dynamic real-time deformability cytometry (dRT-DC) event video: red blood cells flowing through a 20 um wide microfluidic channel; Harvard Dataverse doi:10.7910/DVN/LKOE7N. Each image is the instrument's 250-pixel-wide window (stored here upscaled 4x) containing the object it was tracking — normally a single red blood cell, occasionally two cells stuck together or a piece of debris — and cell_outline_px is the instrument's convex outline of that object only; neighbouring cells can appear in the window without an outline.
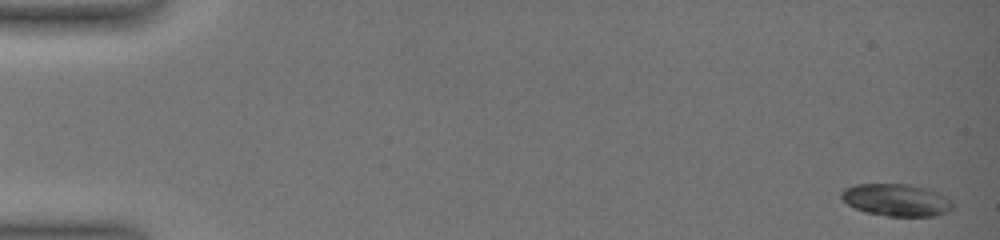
{"species": "common noctule bat (a hibernating species)", "species_latin": "Nyctalus noctula", "temperature_condition": "warm", "stored_images_in_passage": 11, "camera_frame_rate_fps": 3000, "um_per_image_px": 0.085, "animal": {"sex": "female", "body_mass_g": 19.0, "forearm_length_mm": 51.5}, "frame": {"image": 1, "passage_image": 1, "time_ms": 0.0, "image_size_px": [1000, 240], "cell_outline_px": [[956, 204], [948, 212], [932, 216], [888, 216], [864, 212], [848, 204], [840, 196], [840, 192], [844, 188], [856, 184], [908, 184], [928, 188], [952, 200]], "centroid_in_image_um": [76.21, 17.0], "position_along_channel_um": 8.8, "area_um2": 21.04}}
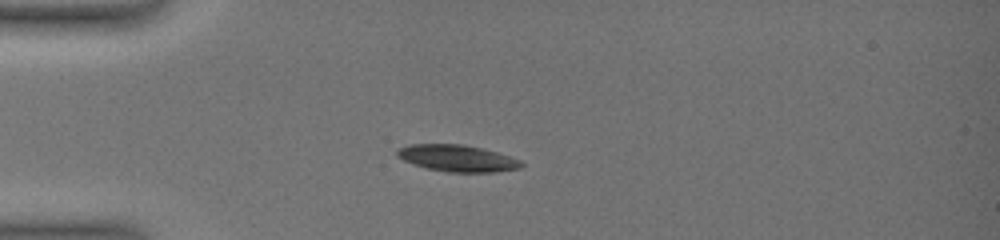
{"frame": {"image": 2, "passage_image": 6, "time_ms": 5.0, "image_size_px": [1000, 240], "cell_outline_px": [[524, 164], [520, 168], [496, 172], [448, 172], [428, 168], [412, 164], [396, 156], [396, 148], [408, 144], [464, 144], [496, 152], [520, 160]], "centroid_in_image_um": [38.83, 13.44], "position_along_channel_um": 46.2, "area_um2": 19.31}}
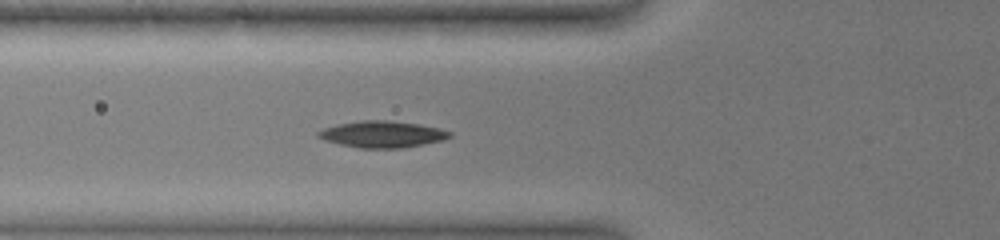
{"frame": {"image": 3, "passage_image": 8, "time_ms": 7.0, "image_size_px": [1000, 240], "cell_outline_px": [[452, 136], [444, 140], [404, 148], [360, 148], [340, 144], [324, 140], [316, 136], [316, 132], [324, 128], [336, 124], [360, 120], [388, 120], [420, 124], [440, 128], [452, 132]], "centroid_in_image_um": [32.5, 11.4], "position_along_channel_um": 93.3, "area_um2": 20.58}}